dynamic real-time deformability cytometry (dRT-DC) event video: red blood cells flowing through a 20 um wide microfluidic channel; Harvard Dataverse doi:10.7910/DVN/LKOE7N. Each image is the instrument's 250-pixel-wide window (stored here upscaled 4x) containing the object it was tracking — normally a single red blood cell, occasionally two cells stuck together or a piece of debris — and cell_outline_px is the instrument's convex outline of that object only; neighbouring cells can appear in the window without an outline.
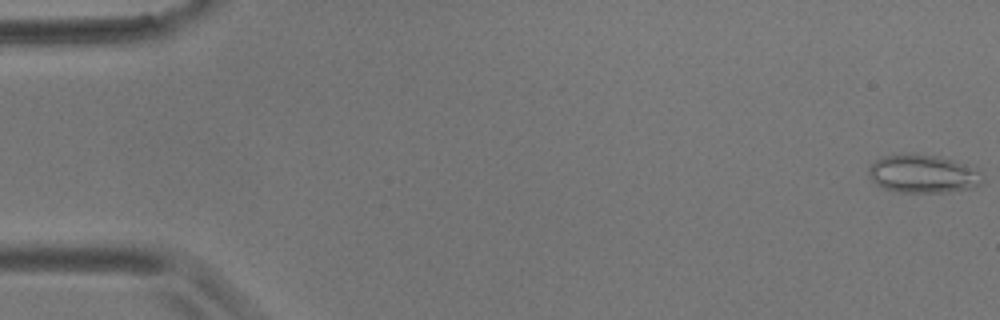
{"species": "common noctule bat (a hibernating species)", "species_latin": "Nyctalus noctula", "temperature_condition": "room temperature", "stored_images_in_passage": 10, "camera_frame_rate_fps": 3000, "um_per_image_px": 0.085, "animal": {"sex": "male", "body_mass_g": 17.9}, "frame": {"image": 1, "passage_image": 1, "time_ms": 0.0, "image_size_px": [1000, 320], "cell_outline_px": [[984, 180], [980, 184], [972, 188], [948, 192], [900, 192], [884, 188], [876, 184], [868, 176], [868, 168], [876, 160], [884, 156], [912, 152], [940, 156], [964, 164], [980, 172]], "centroid_in_image_um": [78.43, 14.76], "position_along_channel_um": 6.6, "area_um2": 25.49}}
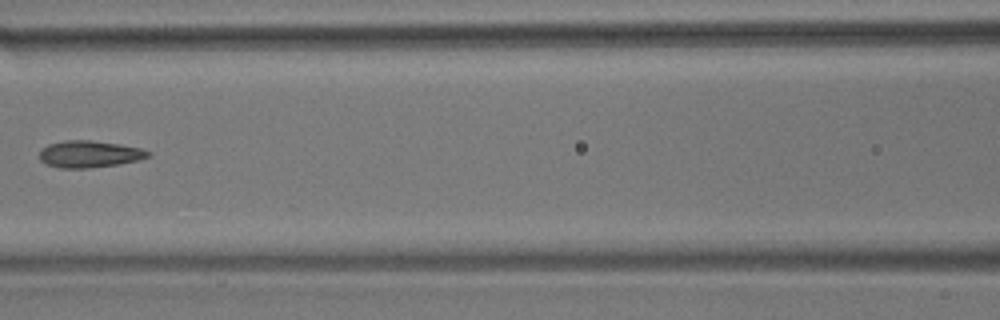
{"frame": {"image": 2, "passage_image": 8, "time_ms": 8.333, "image_size_px": [1000, 320], "cell_outline_px": [[152, 152], [148, 156], [136, 160], [120, 164], [88, 168], [60, 168], [48, 164], [40, 160], [40, 148], [48, 144], [64, 140], [88, 140], [120, 144], [140, 148]], "centroid_in_image_um": [7.57, 13.09], "position_along_channel_um": 159.0, "area_um2": 16.94}}
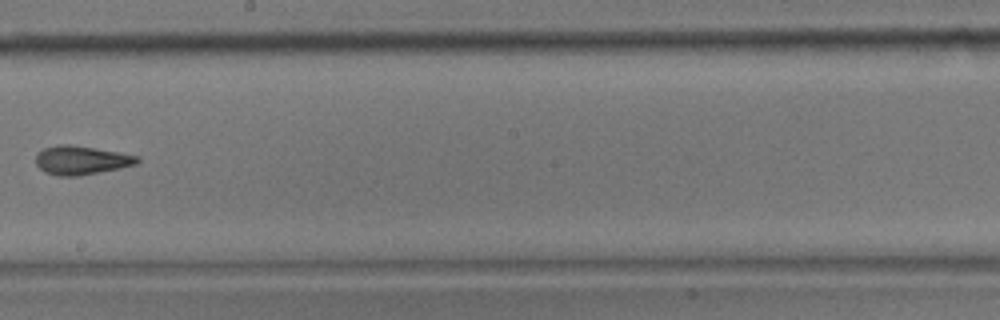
{"frame": {"image": 3, "passage_image": 10, "time_ms": 10.667, "image_size_px": [1000, 320], "cell_outline_px": [[140, 160], [136, 164], [120, 168], [80, 176], [56, 176], [44, 172], [36, 164], [36, 156], [44, 148], [60, 144], [72, 144], [140, 156]], "centroid_in_image_um": [6.91, 13.62], "position_along_channel_um": 241.3, "area_um2": 17.05}}